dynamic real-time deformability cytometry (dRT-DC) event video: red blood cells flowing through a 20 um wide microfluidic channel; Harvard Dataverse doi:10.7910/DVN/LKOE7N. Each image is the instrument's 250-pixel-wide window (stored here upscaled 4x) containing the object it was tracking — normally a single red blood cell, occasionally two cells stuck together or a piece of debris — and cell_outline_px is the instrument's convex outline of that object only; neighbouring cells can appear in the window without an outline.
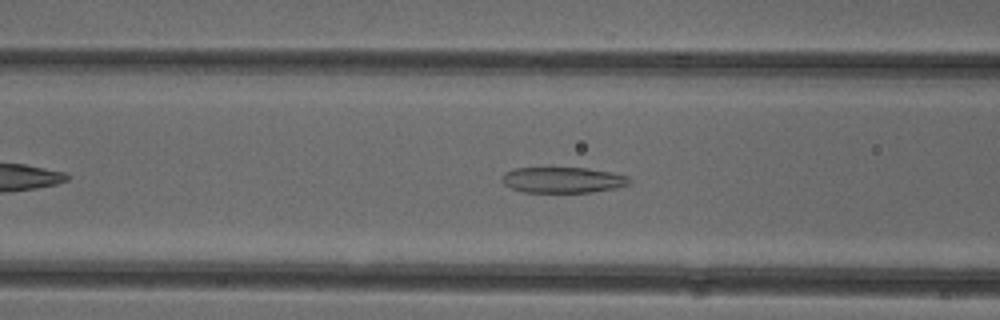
{"species": "common noctule bat (a hibernating species)", "species_latin": "Nyctalus noctula", "temperature_condition": "cold", "stored_images_in_passage": 42, "camera_frame_rate_fps": 3000, "um_per_image_px": 0.085, "animal": {"sex": "female"}, "frame": {"image": 1, "passage_image": 11, "time_ms": 3.333, "image_size_px": [1000, 320], "cell_outline_px": [[632, 180], [628, 184], [612, 188], [592, 192], [524, 192], [512, 188], [504, 184], [500, 180], [504, 172], [512, 168], [588, 168], [612, 172], [628, 176]], "centroid_in_image_um": [47.81, 15.29], "position_along_channel_um": 118.8, "area_um2": 19.13}}
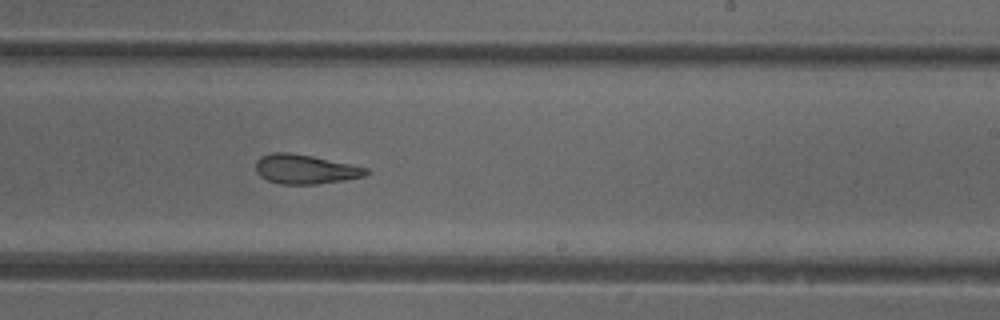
{"frame": {"image": 2, "passage_image": 22, "time_ms": 7.0, "image_size_px": [1000, 320], "cell_outline_px": [[372, 172], [364, 176], [344, 180], [316, 184], [280, 184], [268, 180], [260, 176], [256, 172], [256, 160], [260, 156], [272, 152], [288, 152], [312, 156], [368, 168]], "centroid_in_image_um": [25.93, 14.38], "position_along_channel_um": 263.1, "area_um2": 18.9}}
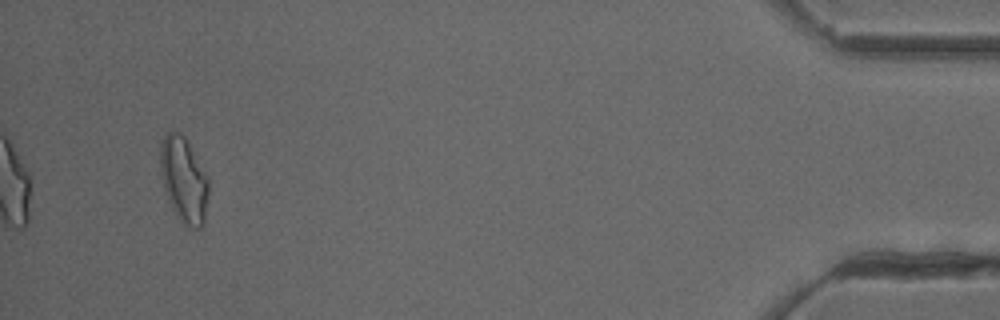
{"frame": {"image": 3, "passage_image": 40, "time_ms": 13.0, "image_size_px": [1000, 320], "cell_outline_px": [[208, 192], [204, 224], [200, 228], [192, 228], [184, 224], [176, 216], [168, 200], [164, 188], [160, 168], [160, 144], [164, 132], [180, 132], [184, 136], [208, 176]], "centroid_in_image_um": [15.61, 15.28], "position_along_channel_um": 419.6, "area_um2": 24.1}, "authors_computed_cell_mechanics": {"area_um2": 20.0855, "velocity_mm_per_s": 3.9362, "shape_relaxation_time_tau1_ms": null, "shape_relaxation_time_tau2_ms": 2.0748, "deformation_change_tau1": null, "deformation_change_tau2": 0.1018}}